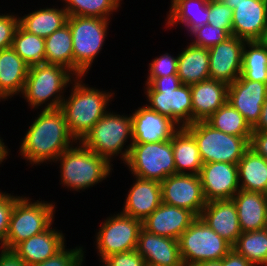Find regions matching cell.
Returning <instances> with one entry per match:
<instances>
[{
  "mask_svg": "<svg viewBox=\"0 0 267 266\" xmlns=\"http://www.w3.org/2000/svg\"><path fill=\"white\" fill-rule=\"evenodd\" d=\"M22 141L19 150L21 155L31 164L39 165L47 160L55 162L65 150L72 147L70 143L75 142V139L59 108L43 109Z\"/></svg>",
  "mask_w": 267,
  "mask_h": 266,
  "instance_id": "6da1fadb",
  "label": "cell"
},
{
  "mask_svg": "<svg viewBox=\"0 0 267 266\" xmlns=\"http://www.w3.org/2000/svg\"><path fill=\"white\" fill-rule=\"evenodd\" d=\"M75 77L74 88L68 99L62 101L60 109L64 113L68 130L76 143L81 142L94 124L108 111L106 106L113 93L87 87Z\"/></svg>",
  "mask_w": 267,
  "mask_h": 266,
  "instance_id": "7a4b0ae2",
  "label": "cell"
},
{
  "mask_svg": "<svg viewBox=\"0 0 267 266\" xmlns=\"http://www.w3.org/2000/svg\"><path fill=\"white\" fill-rule=\"evenodd\" d=\"M146 82L148 108L170 118L180 128L192 124L190 85L182 84L177 74L147 78Z\"/></svg>",
  "mask_w": 267,
  "mask_h": 266,
  "instance_id": "3957f363",
  "label": "cell"
},
{
  "mask_svg": "<svg viewBox=\"0 0 267 266\" xmlns=\"http://www.w3.org/2000/svg\"><path fill=\"white\" fill-rule=\"evenodd\" d=\"M81 144V145H80ZM79 147H70L57 159L61 165V182L64 186L79 191L98 184L109 176L111 164L79 142Z\"/></svg>",
  "mask_w": 267,
  "mask_h": 266,
  "instance_id": "277c9868",
  "label": "cell"
},
{
  "mask_svg": "<svg viewBox=\"0 0 267 266\" xmlns=\"http://www.w3.org/2000/svg\"><path fill=\"white\" fill-rule=\"evenodd\" d=\"M71 75L74 76L69 69L59 65L42 63L30 66L22 92L23 98L31 107L38 108L53 96L54 99L44 109H59L65 98L60 94L71 83Z\"/></svg>",
  "mask_w": 267,
  "mask_h": 266,
  "instance_id": "5b68a950",
  "label": "cell"
},
{
  "mask_svg": "<svg viewBox=\"0 0 267 266\" xmlns=\"http://www.w3.org/2000/svg\"><path fill=\"white\" fill-rule=\"evenodd\" d=\"M132 140L131 115L123 116L107 112L93 126L91 131L80 142L94 153L104 157L109 163L110 159L121 153V158L126 162L130 153L131 145L122 151L127 138Z\"/></svg>",
  "mask_w": 267,
  "mask_h": 266,
  "instance_id": "8992f818",
  "label": "cell"
},
{
  "mask_svg": "<svg viewBox=\"0 0 267 266\" xmlns=\"http://www.w3.org/2000/svg\"><path fill=\"white\" fill-rule=\"evenodd\" d=\"M195 139L203 164L226 162L238 164L249 148L251 138L229 135L213 128L206 121L184 127Z\"/></svg>",
  "mask_w": 267,
  "mask_h": 266,
  "instance_id": "52a82bcc",
  "label": "cell"
},
{
  "mask_svg": "<svg viewBox=\"0 0 267 266\" xmlns=\"http://www.w3.org/2000/svg\"><path fill=\"white\" fill-rule=\"evenodd\" d=\"M109 19L97 17L68 16L67 24L71 29L74 75L84 77L93 60L100 52L107 36Z\"/></svg>",
  "mask_w": 267,
  "mask_h": 266,
  "instance_id": "ba28073f",
  "label": "cell"
},
{
  "mask_svg": "<svg viewBox=\"0 0 267 266\" xmlns=\"http://www.w3.org/2000/svg\"><path fill=\"white\" fill-rule=\"evenodd\" d=\"M29 200L21 196L15 202L5 238L6 250H13L22 241L46 231L52 225L54 205L38 200L32 203Z\"/></svg>",
  "mask_w": 267,
  "mask_h": 266,
  "instance_id": "9c48e42d",
  "label": "cell"
},
{
  "mask_svg": "<svg viewBox=\"0 0 267 266\" xmlns=\"http://www.w3.org/2000/svg\"><path fill=\"white\" fill-rule=\"evenodd\" d=\"M184 266L212 260H221L232 246L197 217L179 238Z\"/></svg>",
  "mask_w": 267,
  "mask_h": 266,
  "instance_id": "30bf717a",
  "label": "cell"
},
{
  "mask_svg": "<svg viewBox=\"0 0 267 266\" xmlns=\"http://www.w3.org/2000/svg\"><path fill=\"white\" fill-rule=\"evenodd\" d=\"M125 163L135 177L162 182L176 174L172 138L154 143H132Z\"/></svg>",
  "mask_w": 267,
  "mask_h": 266,
  "instance_id": "8fae6325",
  "label": "cell"
},
{
  "mask_svg": "<svg viewBox=\"0 0 267 266\" xmlns=\"http://www.w3.org/2000/svg\"><path fill=\"white\" fill-rule=\"evenodd\" d=\"M141 229L142 221L122 212L108 217L96 236L102 261L109 255L136 249Z\"/></svg>",
  "mask_w": 267,
  "mask_h": 266,
  "instance_id": "7c38bea8",
  "label": "cell"
},
{
  "mask_svg": "<svg viewBox=\"0 0 267 266\" xmlns=\"http://www.w3.org/2000/svg\"><path fill=\"white\" fill-rule=\"evenodd\" d=\"M161 184L162 202L171 206L189 209L197 217L206 205L199 175L174 174Z\"/></svg>",
  "mask_w": 267,
  "mask_h": 266,
  "instance_id": "4fadbf2b",
  "label": "cell"
},
{
  "mask_svg": "<svg viewBox=\"0 0 267 266\" xmlns=\"http://www.w3.org/2000/svg\"><path fill=\"white\" fill-rule=\"evenodd\" d=\"M233 9L232 35L245 41H262L267 28V0H227Z\"/></svg>",
  "mask_w": 267,
  "mask_h": 266,
  "instance_id": "5bb4252c",
  "label": "cell"
},
{
  "mask_svg": "<svg viewBox=\"0 0 267 266\" xmlns=\"http://www.w3.org/2000/svg\"><path fill=\"white\" fill-rule=\"evenodd\" d=\"M245 42L231 35L222 43L208 49L210 79L230 85L241 75Z\"/></svg>",
  "mask_w": 267,
  "mask_h": 266,
  "instance_id": "9a60e30c",
  "label": "cell"
},
{
  "mask_svg": "<svg viewBox=\"0 0 267 266\" xmlns=\"http://www.w3.org/2000/svg\"><path fill=\"white\" fill-rule=\"evenodd\" d=\"M266 98V83L248 80L240 75L228 85L227 102L243 115L251 128L259 121Z\"/></svg>",
  "mask_w": 267,
  "mask_h": 266,
  "instance_id": "2e32d148",
  "label": "cell"
},
{
  "mask_svg": "<svg viewBox=\"0 0 267 266\" xmlns=\"http://www.w3.org/2000/svg\"><path fill=\"white\" fill-rule=\"evenodd\" d=\"M206 201L232 199L240 190L238 165L211 162L202 165L199 173Z\"/></svg>",
  "mask_w": 267,
  "mask_h": 266,
  "instance_id": "e0dca14e",
  "label": "cell"
},
{
  "mask_svg": "<svg viewBox=\"0 0 267 266\" xmlns=\"http://www.w3.org/2000/svg\"><path fill=\"white\" fill-rule=\"evenodd\" d=\"M131 119L133 140L131 144L168 141L180 129L173 120L147 106L135 110Z\"/></svg>",
  "mask_w": 267,
  "mask_h": 266,
  "instance_id": "ac0fdd59",
  "label": "cell"
},
{
  "mask_svg": "<svg viewBox=\"0 0 267 266\" xmlns=\"http://www.w3.org/2000/svg\"><path fill=\"white\" fill-rule=\"evenodd\" d=\"M196 218L197 216L189 209L171 206L162 202L142 222V228L159 236L179 240L181 234Z\"/></svg>",
  "mask_w": 267,
  "mask_h": 266,
  "instance_id": "d6986e66",
  "label": "cell"
},
{
  "mask_svg": "<svg viewBox=\"0 0 267 266\" xmlns=\"http://www.w3.org/2000/svg\"><path fill=\"white\" fill-rule=\"evenodd\" d=\"M136 250L144 258L146 266H184L177 239L159 236L142 228Z\"/></svg>",
  "mask_w": 267,
  "mask_h": 266,
  "instance_id": "ffe728a7",
  "label": "cell"
},
{
  "mask_svg": "<svg viewBox=\"0 0 267 266\" xmlns=\"http://www.w3.org/2000/svg\"><path fill=\"white\" fill-rule=\"evenodd\" d=\"M199 217L232 247L242 234L232 199L208 201Z\"/></svg>",
  "mask_w": 267,
  "mask_h": 266,
  "instance_id": "44dd1931",
  "label": "cell"
},
{
  "mask_svg": "<svg viewBox=\"0 0 267 266\" xmlns=\"http://www.w3.org/2000/svg\"><path fill=\"white\" fill-rule=\"evenodd\" d=\"M135 178L122 213L143 222L162 203L161 184L156 180Z\"/></svg>",
  "mask_w": 267,
  "mask_h": 266,
  "instance_id": "7402d4cb",
  "label": "cell"
},
{
  "mask_svg": "<svg viewBox=\"0 0 267 266\" xmlns=\"http://www.w3.org/2000/svg\"><path fill=\"white\" fill-rule=\"evenodd\" d=\"M192 96V124L207 120L227 102L228 85L207 79L190 85Z\"/></svg>",
  "mask_w": 267,
  "mask_h": 266,
  "instance_id": "603a6c76",
  "label": "cell"
},
{
  "mask_svg": "<svg viewBox=\"0 0 267 266\" xmlns=\"http://www.w3.org/2000/svg\"><path fill=\"white\" fill-rule=\"evenodd\" d=\"M65 247L63 233L51 226L44 232L19 243L13 252L28 266L41 263Z\"/></svg>",
  "mask_w": 267,
  "mask_h": 266,
  "instance_id": "cb8c5ba5",
  "label": "cell"
},
{
  "mask_svg": "<svg viewBox=\"0 0 267 266\" xmlns=\"http://www.w3.org/2000/svg\"><path fill=\"white\" fill-rule=\"evenodd\" d=\"M242 232L263 230L267 212V195L239 190L232 198Z\"/></svg>",
  "mask_w": 267,
  "mask_h": 266,
  "instance_id": "d4e9b609",
  "label": "cell"
},
{
  "mask_svg": "<svg viewBox=\"0 0 267 266\" xmlns=\"http://www.w3.org/2000/svg\"><path fill=\"white\" fill-rule=\"evenodd\" d=\"M29 67L12 47L0 50V99L22 94Z\"/></svg>",
  "mask_w": 267,
  "mask_h": 266,
  "instance_id": "484cf974",
  "label": "cell"
},
{
  "mask_svg": "<svg viewBox=\"0 0 267 266\" xmlns=\"http://www.w3.org/2000/svg\"><path fill=\"white\" fill-rule=\"evenodd\" d=\"M177 76L185 85L210 79L209 50L190 43L178 56Z\"/></svg>",
  "mask_w": 267,
  "mask_h": 266,
  "instance_id": "4316f807",
  "label": "cell"
},
{
  "mask_svg": "<svg viewBox=\"0 0 267 266\" xmlns=\"http://www.w3.org/2000/svg\"><path fill=\"white\" fill-rule=\"evenodd\" d=\"M172 149L176 174L199 175L203 162L194 137L185 128L172 136Z\"/></svg>",
  "mask_w": 267,
  "mask_h": 266,
  "instance_id": "83f0119b",
  "label": "cell"
},
{
  "mask_svg": "<svg viewBox=\"0 0 267 266\" xmlns=\"http://www.w3.org/2000/svg\"><path fill=\"white\" fill-rule=\"evenodd\" d=\"M237 165L240 189L267 195L266 159L249 147Z\"/></svg>",
  "mask_w": 267,
  "mask_h": 266,
  "instance_id": "f1b7e54d",
  "label": "cell"
},
{
  "mask_svg": "<svg viewBox=\"0 0 267 266\" xmlns=\"http://www.w3.org/2000/svg\"><path fill=\"white\" fill-rule=\"evenodd\" d=\"M67 19L65 8H44L19 17V25L28 33L45 39L66 25Z\"/></svg>",
  "mask_w": 267,
  "mask_h": 266,
  "instance_id": "f546056e",
  "label": "cell"
},
{
  "mask_svg": "<svg viewBox=\"0 0 267 266\" xmlns=\"http://www.w3.org/2000/svg\"><path fill=\"white\" fill-rule=\"evenodd\" d=\"M167 25L175 26L178 22L192 31L208 23V0H172Z\"/></svg>",
  "mask_w": 267,
  "mask_h": 266,
  "instance_id": "4dcf8cb0",
  "label": "cell"
},
{
  "mask_svg": "<svg viewBox=\"0 0 267 266\" xmlns=\"http://www.w3.org/2000/svg\"><path fill=\"white\" fill-rule=\"evenodd\" d=\"M44 63L65 67L74 74L72 34L68 24L45 38Z\"/></svg>",
  "mask_w": 267,
  "mask_h": 266,
  "instance_id": "1f68e13d",
  "label": "cell"
},
{
  "mask_svg": "<svg viewBox=\"0 0 267 266\" xmlns=\"http://www.w3.org/2000/svg\"><path fill=\"white\" fill-rule=\"evenodd\" d=\"M241 75L245 79L267 84V45L263 41L245 42Z\"/></svg>",
  "mask_w": 267,
  "mask_h": 266,
  "instance_id": "d6a6232c",
  "label": "cell"
},
{
  "mask_svg": "<svg viewBox=\"0 0 267 266\" xmlns=\"http://www.w3.org/2000/svg\"><path fill=\"white\" fill-rule=\"evenodd\" d=\"M213 128L229 135L251 138L252 128L243 115L228 102L215 111L207 120Z\"/></svg>",
  "mask_w": 267,
  "mask_h": 266,
  "instance_id": "836d02e7",
  "label": "cell"
},
{
  "mask_svg": "<svg viewBox=\"0 0 267 266\" xmlns=\"http://www.w3.org/2000/svg\"><path fill=\"white\" fill-rule=\"evenodd\" d=\"M232 248L253 266H267V232L264 229L242 232Z\"/></svg>",
  "mask_w": 267,
  "mask_h": 266,
  "instance_id": "e575fe53",
  "label": "cell"
},
{
  "mask_svg": "<svg viewBox=\"0 0 267 266\" xmlns=\"http://www.w3.org/2000/svg\"><path fill=\"white\" fill-rule=\"evenodd\" d=\"M12 48L29 66L44 63L45 39L28 33L20 25L14 34Z\"/></svg>",
  "mask_w": 267,
  "mask_h": 266,
  "instance_id": "d590c367",
  "label": "cell"
},
{
  "mask_svg": "<svg viewBox=\"0 0 267 266\" xmlns=\"http://www.w3.org/2000/svg\"><path fill=\"white\" fill-rule=\"evenodd\" d=\"M68 16L97 17L109 19L122 0H64Z\"/></svg>",
  "mask_w": 267,
  "mask_h": 266,
  "instance_id": "8d00e7d4",
  "label": "cell"
},
{
  "mask_svg": "<svg viewBox=\"0 0 267 266\" xmlns=\"http://www.w3.org/2000/svg\"><path fill=\"white\" fill-rule=\"evenodd\" d=\"M190 34L195 36L191 44L207 49L222 43L231 36L225 29L214 27L209 23L197 27Z\"/></svg>",
  "mask_w": 267,
  "mask_h": 266,
  "instance_id": "74e56055",
  "label": "cell"
},
{
  "mask_svg": "<svg viewBox=\"0 0 267 266\" xmlns=\"http://www.w3.org/2000/svg\"><path fill=\"white\" fill-rule=\"evenodd\" d=\"M208 23L214 27L225 29L232 35L233 9L224 2L208 0Z\"/></svg>",
  "mask_w": 267,
  "mask_h": 266,
  "instance_id": "f35d334b",
  "label": "cell"
},
{
  "mask_svg": "<svg viewBox=\"0 0 267 266\" xmlns=\"http://www.w3.org/2000/svg\"><path fill=\"white\" fill-rule=\"evenodd\" d=\"M82 247L65 250V247L56 255L33 266H81L84 259Z\"/></svg>",
  "mask_w": 267,
  "mask_h": 266,
  "instance_id": "ab89813d",
  "label": "cell"
},
{
  "mask_svg": "<svg viewBox=\"0 0 267 266\" xmlns=\"http://www.w3.org/2000/svg\"><path fill=\"white\" fill-rule=\"evenodd\" d=\"M19 198V196L15 197L9 193L0 192V244L3 249H5V238L8 233L14 205Z\"/></svg>",
  "mask_w": 267,
  "mask_h": 266,
  "instance_id": "60d3db41",
  "label": "cell"
},
{
  "mask_svg": "<svg viewBox=\"0 0 267 266\" xmlns=\"http://www.w3.org/2000/svg\"><path fill=\"white\" fill-rule=\"evenodd\" d=\"M177 65L178 56L174 58L170 54L165 53L149 64L150 72L148 78H158L170 74H177Z\"/></svg>",
  "mask_w": 267,
  "mask_h": 266,
  "instance_id": "b9f144b4",
  "label": "cell"
},
{
  "mask_svg": "<svg viewBox=\"0 0 267 266\" xmlns=\"http://www.w3.org/2000/svg\"><path fill=\"white\" fill-rule=\"evenodd\" d=\"M19 26V17L0 15V50L12 47L14 34Z\"/></svg>",
  "mask_w": 267,
  "mask_h": 266,
  "instance_id": "7bdbcfd3",
  "label": "cell"
},
{
  "mask_svg": "<svg viewBox=\"0 0 267 266\" xmlns=\"http://www.w3.org/2000/svg\"><path fill=\"white\" fill-rule=\"evenodd\" d=\"M103 262L105 266H146L144 258L136 249L109 255Z\"/></svg>",
  "mask_w": 267,
  "mask_h": 266,
  "instance_id": "ee69618b",
  "label": "cell"
},
{
  "mask_svg": "<svg viewBox=\"0 0 267 266\" xmlns=\"http://www.w3.org/2000/svg\"><path fill=\"white\" fill-rule=\"evenodd\" d=\"M249 147L267 160V132L252 131Z\"/></svg>",
  "mask_w": 267,
  "mask_h": 266,
  "instance_id": "f6af8a7d",
  "label": "cell"
},
{
  "mask_svg": "<svg viewBox=\"0 0 267 266\" xmlns=\"http://www.w3.org/2000/svg\"><path fill=\"white\" fill-rule=\"evenodd\" d=\"M222 266H253L244 256L235 249H231L222 259Z\"/></svg>",
  "mask_w": 267,
  "mask_h": 266,
  "instance_id": "bcb514c9",
  "label": "cell"
},
{
  "mask_svg": "<svg viewBox=\"0 0 267 266\" xmlns=\"http://www.w3.org/2000/svg\"><path fill=\"white\" fill-rule=\"evenodd\" d=\"M0 266H28L13 250L2 249L0 253Z\"/></svg>",
  "mask_w": 267,
  "mask_h": 266,
  "instance_id": "7dc6e473",
  "label": "cell"
},
{
  "mask_svg": "<svg viewBox=\"0 0 267 266\" xmlns=\"http://www.w3.org/2000/svg\"><path fill=\"white\" fill-rule=\"evenodd\" d=\"M252 131H264L267 132V98L262 106L259 121L252 128Z\"/></svg>",
  "mask_w": 267,
  "mask_h": 266,
  "instance_id": "c3c4849f",
  "label": "cell"
},
{
  "mask_svg": "<svg viewBox=\"0 0 267 266\" xmlns=\"http://www.w3.org/2000/svg\"><path fill=\"white\" fill-rule=\"evenodd\" d=\"M3 140L0 139V164L3 162V160L6 159V156L8 155V150L6 146L4 145Z\"/></svg>",
  "mask_w": 267,
  "mask_h": 266,
  "instance_id": "681fc988",
  "label": "cell"
},
{
  "mask_svg": "<svg viewBox=\"0 0 267 266\" xmlns=\"http://www.w3.org/2000/svg\"><path fill=\"white\" fill-rule=\"evenodd\" d=\"M193 266H222V265H221V260H212V261L200 262Z\"/></svg>",
  "mask_w": 267,
  "mask_h": 266,
  "instance_id": "f907efd6",
  "label": "cell"
},
{
  "mask_svg": "<svg viewBox=\"0 0 267 266\" xmlns=\"http://www.w3.org/2000/svg\"><path fill=\"white\" fill-rule=\"evenodd\" d=\"M262 41L267 45V28H266V32H265V35H264Z\"/></svg>",
  "mask_w": 267,
  "mask_h": 266,
  "instance_id": "816d5d0a",
  "label": "cell"
},
{
  "mask_svg": "<svg viewBox=\"0 0 267 266\" xmlns=\"http://www.w3.org/2000/svg\"><path fill=\"white\" fill-rule=\"evenodd\" d=\"M264 230L267 232V212H266V219H265Z\"/></svg>",
  "mask_w": 267,
  "mask_h": 266,
  "instance_id": "f5cc1de1",
  "label": "cell"
},
{
  "mask_svg": "<svg viewBox=\"0 0 267 266\" xmlns=\"http://www.w3.org/2000/svg\"><path fill=\"white\" fill-rule=\"evenodd\" d=\"M216 1H220V2H224L225 3L227 0H216Z\"/></svg>",
  "mask_w": 267,
  "mask_h": 266,
  "instance_id": "db71d44e",
  "label": "cell"
}]
</instances>
